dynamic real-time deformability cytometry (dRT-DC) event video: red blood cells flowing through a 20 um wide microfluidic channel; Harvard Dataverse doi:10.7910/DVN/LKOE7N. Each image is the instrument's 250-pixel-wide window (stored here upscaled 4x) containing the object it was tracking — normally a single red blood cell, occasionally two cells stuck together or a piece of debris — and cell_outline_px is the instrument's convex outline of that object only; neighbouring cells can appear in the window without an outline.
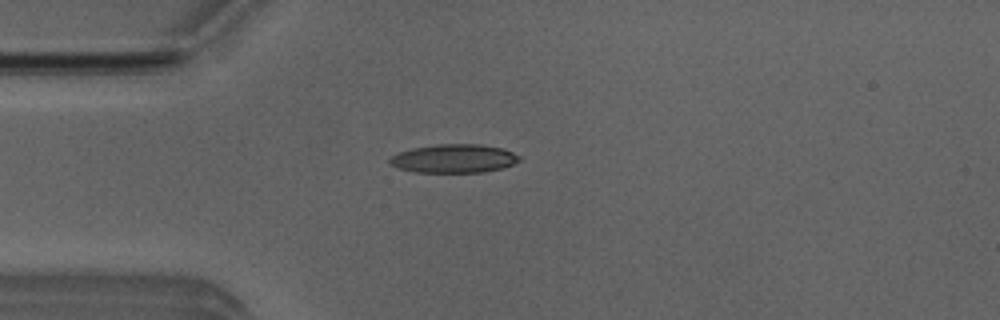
{"species": "Egyptian fruit bat (a non-hibernating species)", "species_latin": "Rousettus aegyptiacus", "temperature_condition": "room temperature", "stored_images_in_passage": 3, "camera_frame_rate_fps": 3000, "um_per_image_px": 0.085, "animal": {"sex": "male"}, "frame": {"image": 1, "passage_image": 3, "time_ms": 0.667, "image_size_px": [1000, 320], "cell_outline_px": [[520, 160], [504, 168], [484, 172], [416, 172], [400, 168], [388, 164], [388, 160], [392, 156], [400, 152], [412, 148], [436, 144], [480, 144], [504, 148], [520, 156]], "centroid_in_image_um": [38.6, 13.47], "position_along_channel_um": 46.4, "area_um2": 21.62}}